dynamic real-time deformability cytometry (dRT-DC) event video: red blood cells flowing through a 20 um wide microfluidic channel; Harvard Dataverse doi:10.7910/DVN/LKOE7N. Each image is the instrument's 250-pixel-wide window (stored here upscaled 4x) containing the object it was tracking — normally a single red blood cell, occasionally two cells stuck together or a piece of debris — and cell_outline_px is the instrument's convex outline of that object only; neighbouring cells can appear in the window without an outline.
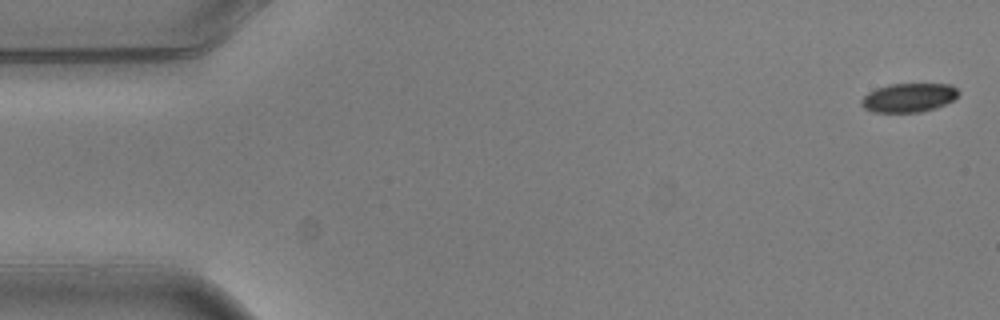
{"species": "common noctule bat (a hibernating species)", "species_latin": "Nyctalus noctula", "temperature_condition": "warm", "stored_images_in_passage": 3, "camera_frame_rate_fps": 3000, "um_per_image_px": 0.085, "animal": {"sex": "male", "body_mass_g": 20.5, "forearm_length_mm": 52.5}, "frame": {"image": 1, "passage_image": 1, "time_ms": 0.0, "image_size_px": [1000, 320], "cell_outline_px": [[960, 92], [952, 100], [936, 108], [920, 112], [872, 112], [864, 108], [860, 104], [860, 100], [868, 92], [876, 88], [888, 84], [952, 84]], "centroid_in_image_um": [77.21, 8.3], "position_along_channel_um": 7.8, "area_um2": 16.42}}